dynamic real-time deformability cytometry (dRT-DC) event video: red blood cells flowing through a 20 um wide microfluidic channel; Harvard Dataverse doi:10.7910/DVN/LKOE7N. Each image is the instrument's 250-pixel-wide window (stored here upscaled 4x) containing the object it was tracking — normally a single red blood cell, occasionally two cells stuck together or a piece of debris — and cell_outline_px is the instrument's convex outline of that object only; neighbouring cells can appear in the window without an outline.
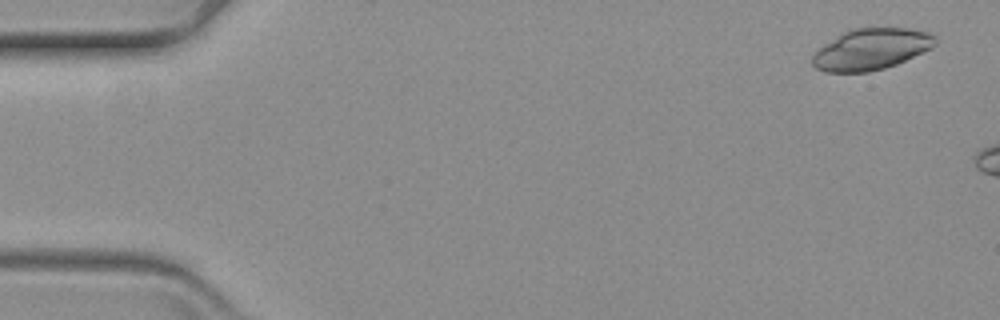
{"species": "common noctule bat (a hibernating species)", "species_latin": "Nyctalus noctula", "temperature_condition": "warm", "stored_images_in_passage": 14, "camera_frame_rate_fps": 3000, "um_per_image_px": 0.085, "animal": {"sex": "female", "body_mass_g": 19.3, "forearm_length_mm": 54.1}, "frame": {"image": 1, "passage_image": 3, "time_ms": 0.667, "image_size_px": [1000, 320], "cell_outline_px": [[936, 44], [932, 48], [896, 64], [884, 68], [868, 72], [824, 72], [816, 68], [812, 64], [812, 52], [836, 36], [852, 28], [908, 28], [928, 32], [936, 36]], "centroid_in_image_um": [74.03, 4.18], "position_along_channel_um": 11.0, "area_um2": 29.59}}